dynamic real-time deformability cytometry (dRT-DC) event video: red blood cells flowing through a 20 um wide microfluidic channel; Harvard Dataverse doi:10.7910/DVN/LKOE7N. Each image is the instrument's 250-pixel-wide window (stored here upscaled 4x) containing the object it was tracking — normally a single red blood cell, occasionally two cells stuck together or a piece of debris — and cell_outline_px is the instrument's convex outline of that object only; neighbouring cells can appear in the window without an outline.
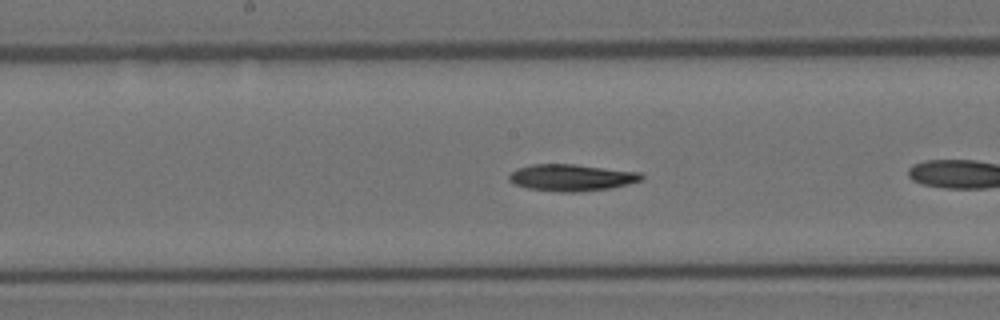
{"species": "Egyptian fruit bat (a non-hibernating species)", "species_latin": "Rousettus aegyptiacus", "temperature_condition": "room temperature", "stored_images_in_passage": 32, "camera_frame_rate_fps": 3000, "um_per_image_px": 0.085, "animal": {"sex": "female"}, "frame": {"image": 1, "passage_image": 10, "time_ms": 3.0, "image_size_px": [1000, 320], "cell_outline_px": [[644, 180], [628, 184], [608, 188], [576, 192], [560, 192], [528, 188], [516, 184], [508, 180], [508, 176], [516, 168], [532, 164], [576, 164], [640, 172], [644, 176]], "centroid_in_image_um": [48.59, 15.08], "position_along_channel_um": 199.6, "area_um2": 20.63}}